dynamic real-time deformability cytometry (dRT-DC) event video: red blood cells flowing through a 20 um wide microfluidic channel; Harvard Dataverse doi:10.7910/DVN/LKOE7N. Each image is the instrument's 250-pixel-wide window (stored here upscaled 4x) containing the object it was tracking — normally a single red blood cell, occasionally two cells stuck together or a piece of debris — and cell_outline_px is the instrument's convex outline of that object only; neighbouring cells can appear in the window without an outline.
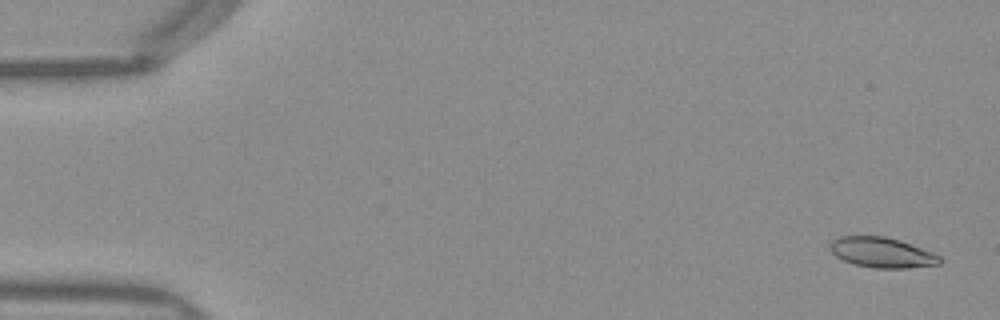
{"species": "Egyptian fruit bat (a non-hibernating species)", "species_latin": "Rousettus aegyptiacus", "temperature_condition": "warm", "stored_images_in_passage": 52, "camera_frame_rate_fps": 3000, "um_per_image_px": 0.085, "frame": {"image": 1, "passage_image": 2, "time_ms": 0.333, "image_size_px": [1000, 320], "cell_outline_px": [[940, 264], [908, 268], [876, 268], [856, 264], [844, 260], [836, 256], [828, 248], [832, 240], [840, 236], [884, 236], [932, 252], [940, 256]], "centroid_in_image_um": [74.93, 21.46], "position_along_channel_um": 10.1, "area_um2": 18.96}}
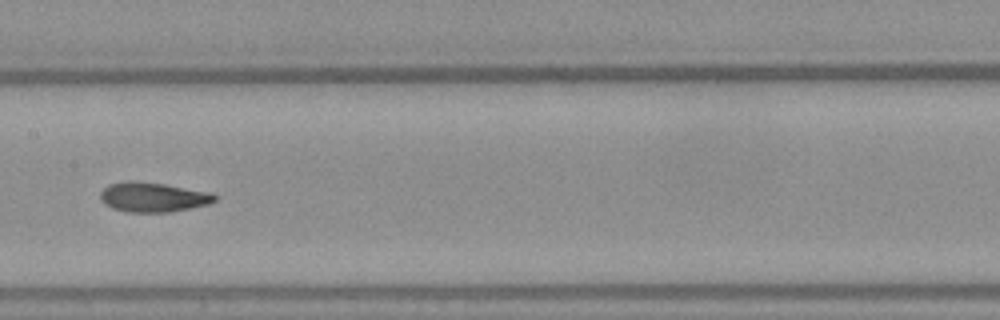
{"frame": {"image": 2, "passage_image": 26, "time_ms": 8.333, "image_size_px": [1000, 320], "cell_outline_px": [[220, 196], [216, 200], [208, 204], [168, 212], [128, 212], [112, 208], [104, 204], [100, 200], [100, 192], [108, 184], [124, 180], [132, 180], [164, 184], [208, 192]], "centroid_in_image_um": [12.96, 16.74], "position_along_channel_um": 194.4, "area_um2": 19.83}}
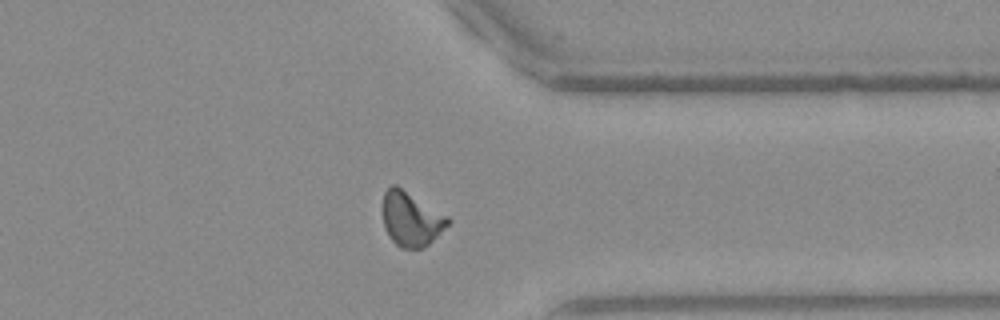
{"frame": {"image": 3, "passage_image": 40, "time_ms": 13.0, "image_size_px": [1000, 320], "cell_outline_px": [[452, 220], [424, 248], [400, 248], [388, 236], [384, 228], [384, 192], [392, 184], [396, 184], [448, 216]], "centroid_in_image_um": [34.94, 18.61], "position_along_channel_um": 376.5, "area_um2": 20.4}, "authors_computed_cell_mechanics": {"area_um2": 19.652, "velocity_mm_per_s": 4.0048, "shape_relaxation_time_tau1_ms": 5.7139, "shape_relaxation_time_tau2_ms": 1.6561, "deformation_change_tau1": 0.2, "deformation_change_tau2": 0.0871}}